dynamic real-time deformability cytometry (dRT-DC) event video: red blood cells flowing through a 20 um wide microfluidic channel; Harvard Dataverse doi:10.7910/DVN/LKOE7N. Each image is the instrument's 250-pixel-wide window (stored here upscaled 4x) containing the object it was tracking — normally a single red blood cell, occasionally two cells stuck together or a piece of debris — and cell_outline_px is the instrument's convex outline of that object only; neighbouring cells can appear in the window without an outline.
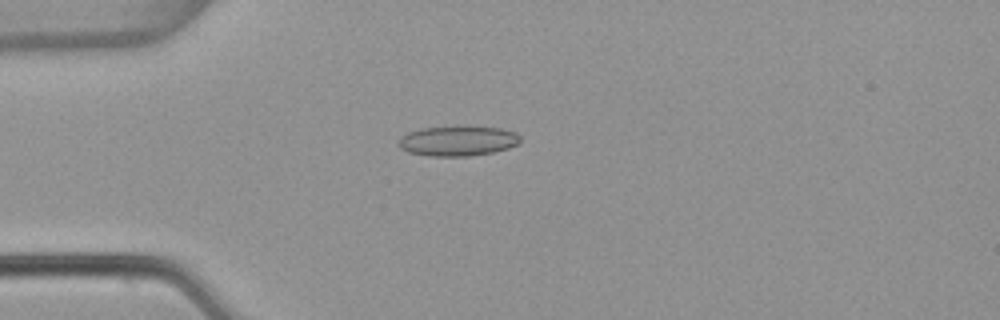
{"species": "common noctule bat (a hibernating species)", "species_latin": "Nyctalus noctula", "temperature_condition": "warm", "stored_images_in_passage": 53, "camera_frame_rate_fps": 3000, "um_per_image_px": 0.085, "animal": {"sex": "female", "body_mass_g": 22.7, "forearm_length_mm": 54.2}, "frame": {"image": 1, "passage_image": 14, "time_ms": 4.333, "image_size_px": [1000, 320], "cell_outline_px": [[520, 144], [508, 148], [492, 152], [468, 156], [428, 156], [408, 152], [400, 148], [396, 144], [408, 132], [420, 128], [500, 128], [516, 132], [520, 136]], "centroid_in_image_um": [38.91, 12.01], "position_along_channel_um": 46.1, "area_um2": 20.81}}
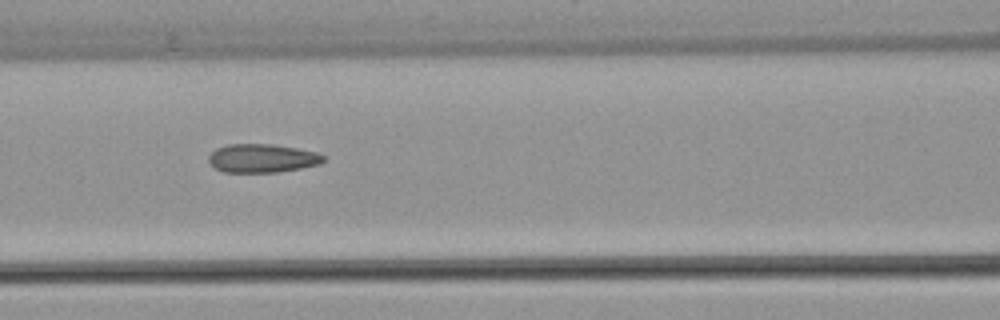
{"frame": {"image": 2, "passage_image": 23, "time_ms": 7.333, "image_size_px": [1000, 320], "cell_outline_px": [[324, 160], [320, 164], [300, 168], [276, 172], [224, 172], [216, 168], [208, 160], [208, 156], [216, 148], [228, 144], [272, 144], [296, 148], [316, 152], [324, 156]], "centroid_in_image_um": [22.27, 13.44], "position_along_channel_um": 144.3, "area_um2": 18.96}}
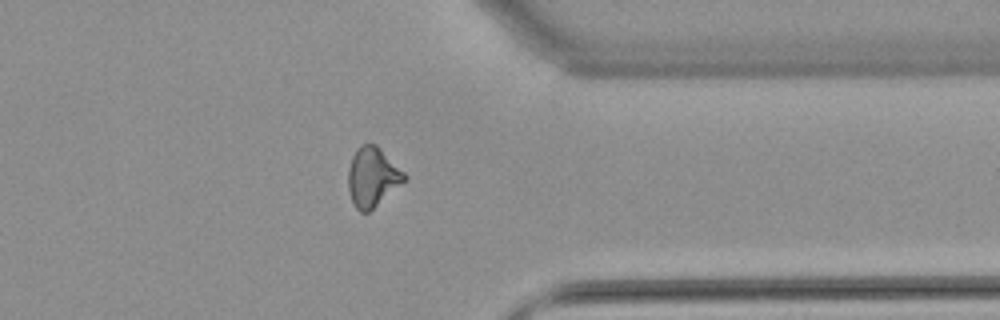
{"frame": {"image": 3, "passage_image": 42, "time_ms": 13.667, "image_size_px": [1000, 320], "cell_outline_px": [[408, 180], [368, 212], [360, 212], [356, 208], [348, 192], [348, 168], [352, 156], [356, 148], [360, 144], [376, 144], [408, 176]], "centroid_in_image_um": [31.66, 15.04], "position_along_channel_um": 379.7, "area_um2": 19.59}, "authors_computed_cell_mechanics": {"area_um2": 19.4208, "velocity_mm_per_s": 3.8445, "shape_relaxation_time_tau1_ms": null, "shape_relaxation_time_tau2_ms": 1.8231, "deformation_change_tau1": null, "deformation_change_tau2": 0.0883}}